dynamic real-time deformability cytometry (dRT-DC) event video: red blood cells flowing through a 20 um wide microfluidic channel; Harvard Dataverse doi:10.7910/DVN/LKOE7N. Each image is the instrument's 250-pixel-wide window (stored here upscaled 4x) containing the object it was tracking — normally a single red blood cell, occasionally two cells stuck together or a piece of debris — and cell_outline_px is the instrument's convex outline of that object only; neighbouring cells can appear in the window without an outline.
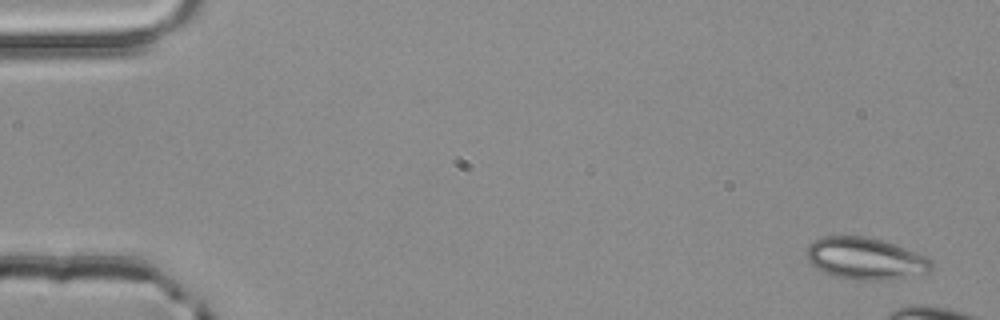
{"species": "common noctule bat (a hibernating species)", "species_latin": "Nyctalus noctula", "temperature_condition": "room temperature", "stored_images_in_passage": 4, "camera_frame_rate_fps": 3000, "um_per_image_px": 0.085, "animal": {"sex": "male", "body_mass_g": 20.4}, "frame": {"image": 1, "passage_image": 1, "time_ms": 0.0, "image_size_px": [1000, 320], "cell_outline_px": [[932, 272], [888, 280], [860, 280], [832, 276], [816, 268], [808, 260], [808, 244], [824, 236], [864, 236], [884, 240], [896, 244], [928, 256], [932, 260]], "centroid_in_image_um": [73.62, 21.98], "position_along_channel_um": 11.4, "area_um2": 30.75}}